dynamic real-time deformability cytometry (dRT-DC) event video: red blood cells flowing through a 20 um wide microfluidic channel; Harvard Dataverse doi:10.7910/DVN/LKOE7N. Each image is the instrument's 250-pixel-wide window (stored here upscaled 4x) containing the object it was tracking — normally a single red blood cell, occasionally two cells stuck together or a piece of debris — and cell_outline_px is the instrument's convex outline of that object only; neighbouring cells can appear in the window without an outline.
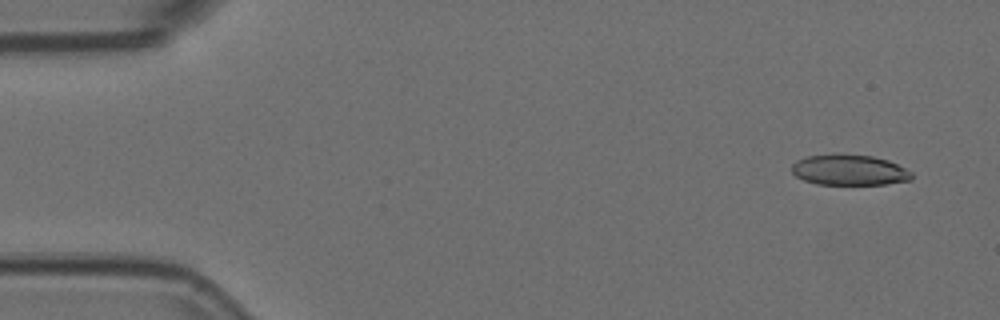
{"species": "Egyptian fruit bat (a non-hibernating species)", "species_latin": "Rousettus aegyptiacus", "temperature_condition": "room temperature", "stored_images_in_passage": 53, "camera_frame_rate_fps": 3000, "um_per_image_px": 0.085, "animal": {"sex": "female"}, "frame": {"image": 1, "passage_image": 2, "time_ms": 0.333, "image_size_px": [1000, 320], "cell_outline_px": [[912, 180], [884, 184], [816, 184], [804, 180], [796, 176], [792, 172], [792, 164], [796, 160], [808, 156], [836, 152], [872, 156], [888, 160], [912, 172]], "centroid_in_image_um": [72.16, 14.43], "position_along_channel_um": 12.8, "area_um2": 21.68}}
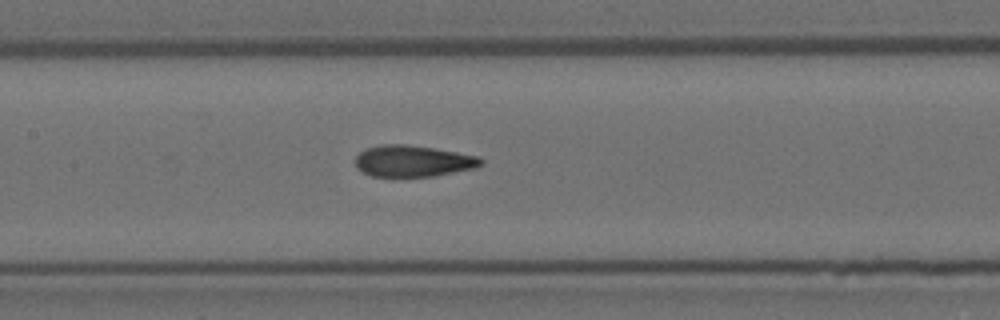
{"frame": {"image": 2, "passage_image": 24, "time_ms": 7.667, "image_size_px": [1000, 320], "cell_outline_px": [[484, 164], [476, 168], [432, 176], [372, 176], [356, 168], [356, 156], [360, 152], [368, 148], [380, 144], [404, 144], [432, 148], [456, 152], [476, 156], [484, 160]], "centroid_in_image_um": [35.11, 13.69], "position_along_channel_um": 172.3, "area_um2": 22.77}}
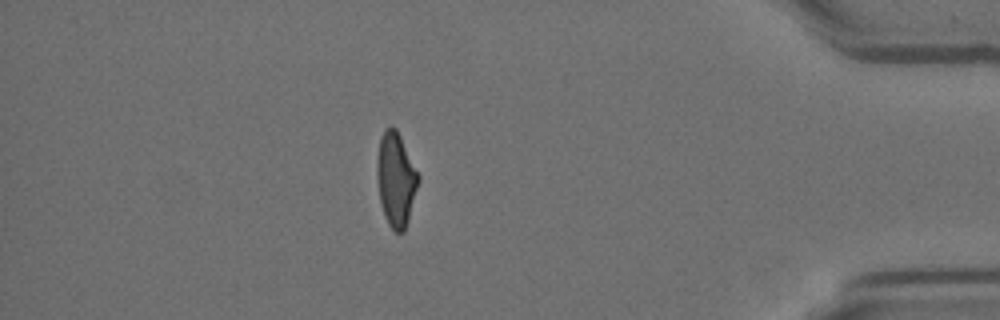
{"frame": {"image": 3, "passage_image": 46, "time_ms": 15.0, "image_size_px": [1000, 320], "cell_outline_px": [[420, 180], [408, 220], [404, 232], [396, 232], [388, 224], [384, 216], [380, 200], [376, 176], [376, 160], [380, 136], [384, 128], [396, 128], [420, 176]], "centroid_in_image_um": [33.64, 15.24], "position_along_channel_um": 401.6, "area_um2": 22.72}, "authors_computed_cell_mechanics": {"area_um2": 23.12, "velocity_mm_per_s": 3.7238, "shape_relaxation_time_tau1_ms": null, "shape_relaxation_time_tau2_ms": 1.6693, "deformation_change_tau1": null, "deformation_change_tau2": 0.098}}